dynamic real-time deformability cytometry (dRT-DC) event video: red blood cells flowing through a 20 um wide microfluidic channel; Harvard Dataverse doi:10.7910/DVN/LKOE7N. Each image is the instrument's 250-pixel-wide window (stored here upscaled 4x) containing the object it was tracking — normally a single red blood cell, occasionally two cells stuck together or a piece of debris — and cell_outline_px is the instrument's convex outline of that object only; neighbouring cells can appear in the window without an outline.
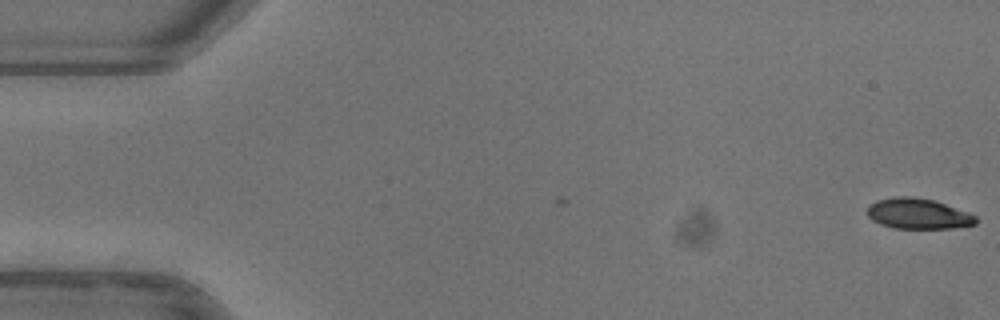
{"species": "common noctule bat (a hibernating species)", "species_latin": "Nyctalus noctula", "temperature_condition": "warm", "stored_images_in_passage": 3, "camera_frame_rate_fps": 3000, "um_per_image_px": 0.085, "animal": {"sex": "female"}, "frame": {"image": 1, "passage_image": 3, "time_ms": 0.667, "image_size_px": [1000, 320], "cell_outline_px": [[976, 224], [952, 228], [892, 228], [880, 224], [872, 220], [868, 216], [868, 204], [876, 200], [892, 196], [912, 196], [932, 200], [968, 212], [976, 216]], "centroid_in_image_um": [77.99, 18.16], "position_along_channel_um": 7.0, "area_um2": 19.31}}